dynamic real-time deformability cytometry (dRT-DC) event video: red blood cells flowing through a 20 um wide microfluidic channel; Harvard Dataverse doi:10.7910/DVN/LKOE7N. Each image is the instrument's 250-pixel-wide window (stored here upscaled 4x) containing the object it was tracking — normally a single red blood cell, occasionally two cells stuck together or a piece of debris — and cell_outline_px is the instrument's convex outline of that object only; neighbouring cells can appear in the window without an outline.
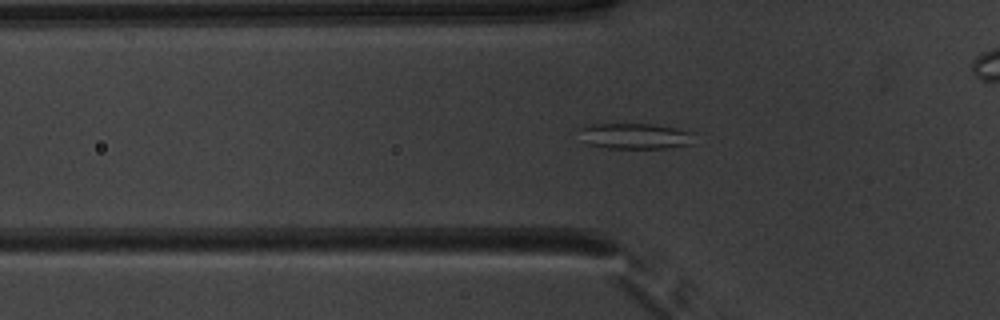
{"species": "common noctule bat (a hibernating species)", "species_latin": "Nyctalus noctula", "temperature_condition": "warm", "stored_images_in_passage": 49, "camera_frame_rate_fps": 3000, "um_per_image_px": 0.085, "animal": {"sex": "male", "body_mass_g": 20.1, "forearm_length_mm": 53.5}, "frame": {"image": 1, "passage_image": 14, "time_ms": 4.333, "image_size_px": [1000, 320], "cell_outline_px": [[696, 144], [668, 148], [608, 148], [588, 144], [576, 128], [592, 124], [652, 124], [676, 128], [692, 132]], "centroid_in_image_um": [54.03, 11.57], "position_along_channel_um": 71.8, "area_um2": 17.4}}
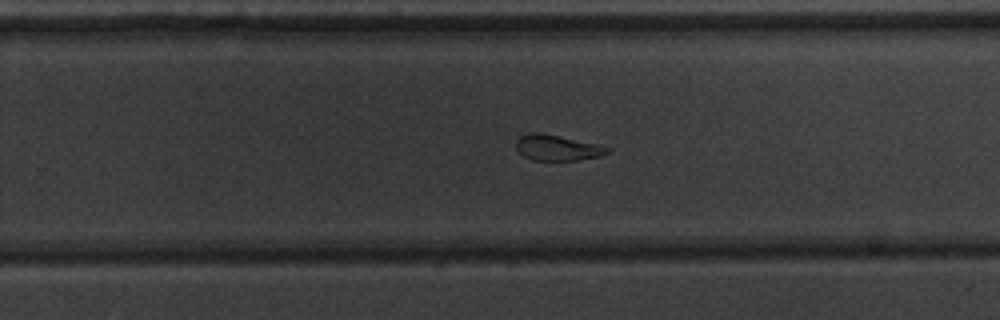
{"frame": {"image": 2, "passage_image": 30, "time_ms": 9.667, "image_size_px": [1000, 320], "cell_outline_px": [[612, 152], [600, 156], [580, 160], [532, 160], [524, 156], [516, 148], [516, 140], [520, 136], [532, 132], [536, 132], [560, 136], [600, 144], [612, 148]], "centroid_in_image_um": [47.43, 12.56], "position_along_channel_um": 282.4, "area_um2": 13.81}}
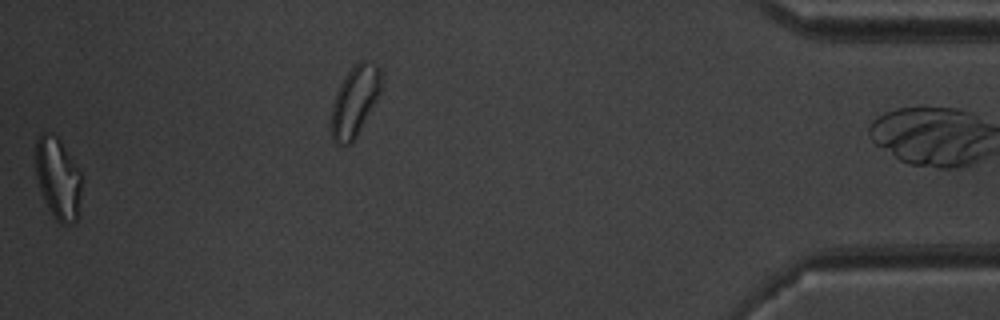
{"frame": {"image": 3, "passage_image": 48, "time_ms": 15.667, "image_size_px": [1000, 320], "cell_outline_px": [[80, 216], [72, 224], [60, 224], [56, 220], [48, 208], [40, 188], [36, 176], [36, 140], [44, 132], [56, 136], [60, 140], [80, 172]], "centroid_in_image_um": [4.94, 15.22], "position_along_channel_um": 430.3, "area_um2": 21.62}, "authors_computed_cell_mechanics": {"area_um2": 17.3978, "velocity_mm_per_s": 3.9459, "shape_relaxation_time_tau1_ms": null, "shape_relaxation_time_tau2_ms": 2.1318, "deformation_change_tau1": null, "deformation_change_tau2": 0.0789}}